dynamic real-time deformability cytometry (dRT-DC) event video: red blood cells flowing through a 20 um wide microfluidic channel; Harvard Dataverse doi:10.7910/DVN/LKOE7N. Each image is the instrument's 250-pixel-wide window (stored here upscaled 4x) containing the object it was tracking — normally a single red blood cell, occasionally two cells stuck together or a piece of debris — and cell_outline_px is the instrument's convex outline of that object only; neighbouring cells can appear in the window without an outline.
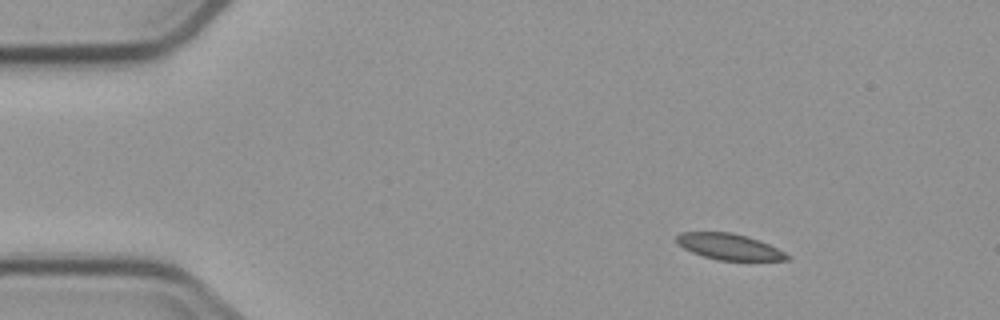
{"species": "common noctule bat (a hibernating species)", "species_latin": "Nyctalus noctula", "temperature_condition": "cold", "stored_images_in_passage": 3, "camera_frame_rate_fps": 3000, "um_per_image_px": 0.085, "animal": {"sex": "male", "body_mass_g": 23.1, "forearm_length_mm": 52.7}, "frame": {"image": 1, "passage_image": 1, "time_ms": 0.0, "image_size_px": [1000, 320], "cell_outline_px": [[792, 260], [716, 260], [692, 252], [676, 244], [676, 236], [680, 232], [732, 232], [768, 244], [792, 256]], "centroid_in_image_um": [61.96, 20.97], "position_along_channel_um": 23.0, "area_um2": 16.65}}